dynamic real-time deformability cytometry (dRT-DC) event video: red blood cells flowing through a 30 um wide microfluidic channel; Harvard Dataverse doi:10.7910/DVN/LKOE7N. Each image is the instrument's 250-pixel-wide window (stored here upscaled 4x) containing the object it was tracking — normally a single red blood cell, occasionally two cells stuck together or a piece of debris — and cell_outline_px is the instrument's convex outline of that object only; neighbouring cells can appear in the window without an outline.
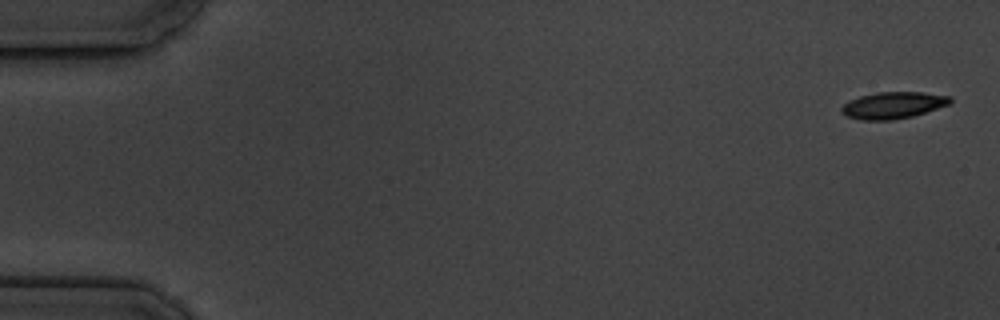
{"species": "common noctule bat (a hibernating species)", "species_latin": "Nyctalus noctula", "temperature_condition": "cold", "stored_images_in_passage": 8, "camera_frame_rate_fps": 3000, "um_per_image_px": 0.085, "animal": {"sex": "male", "body_mass_g": 19.5, "forearm_length_mm": 54.6}, "frame": {"image": 1, "passage_image": 1, "time_ms": 0.0, "image_size_px": [1000, 320], "cell_outline_px": [[952, 100], [948, 104], [912, 116], [892, 120], [864, 120], [848, 116], [840, 112], [840, 108], [848, 100], [860, 96], [876, 92], [924, 92], [952, 96]], "centroid_in_image_um": [75.89, 8.93], "position_along_channel_um": 9.1, "area_um2": 16.82}}
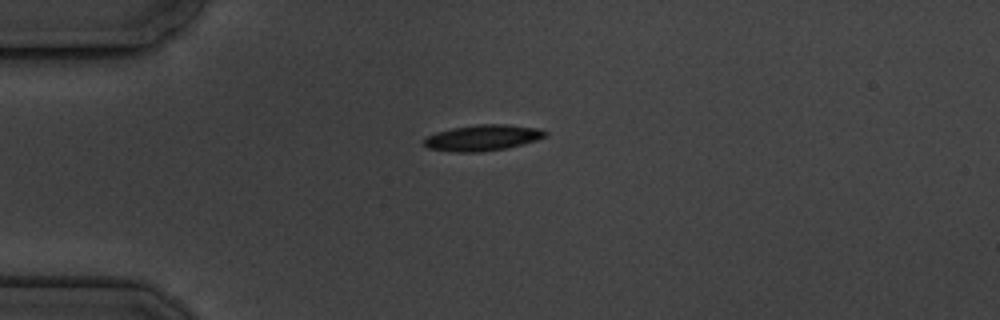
{"frame": {"image": 2, "passage_image": 4, "time_ms": 4.333, "image_size_px": [1000, 320], "cell_outline_px": [[548, 136], [524, 144], [504, 148], [476, 152], [456, 152], [428, 148], [424, 144], [424, 140], [428, 136], [436, 132], [452, 128], [476, 124], [508, 124], [540, 128], [548, 132]], "centroid_in_image_um": [41.07, 11.69], "position_along_channel_um": 43.9, "area_um2": 18.32}}
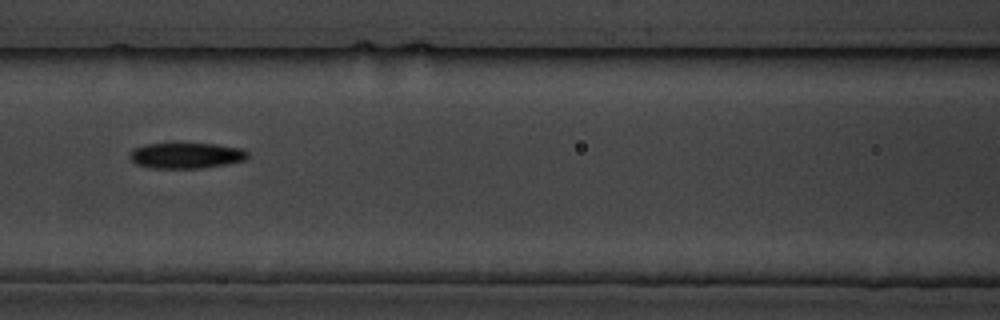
{"frame": {"image": 3, "passage_image": 7, "time_ms": 8.0, "image_size_px": [1000, 320], "cell_outline_px": [[248, 156], [244, 160], [228, 164], [200, 168], [152, 168], [136, 164], [128, 156], [132, 148], [144, 144], [176, 140], [180, 140], [216, 144], [240, 148], [248, 152]], "centroid_in_image_um": [15.76, 13.16], "position_along_channel_um": 150.8, "area_um2": 18.73}}